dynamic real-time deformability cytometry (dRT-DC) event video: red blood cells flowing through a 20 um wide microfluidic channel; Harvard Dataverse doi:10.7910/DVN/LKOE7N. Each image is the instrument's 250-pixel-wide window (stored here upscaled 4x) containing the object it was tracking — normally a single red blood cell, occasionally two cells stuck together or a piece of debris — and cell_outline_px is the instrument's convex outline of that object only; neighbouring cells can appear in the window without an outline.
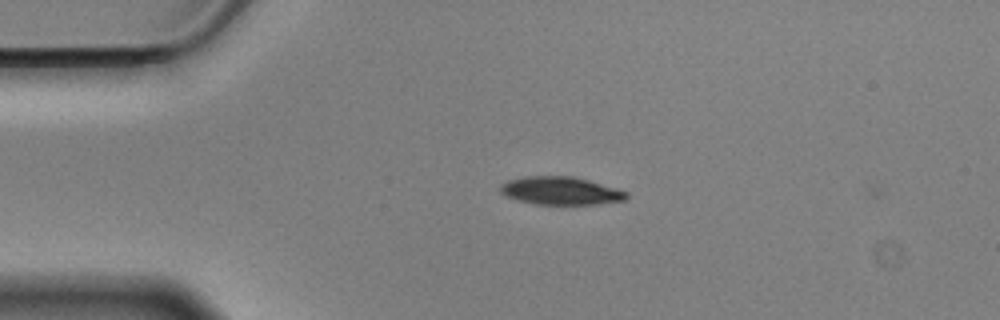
{"species": "Egyptian fruit bat (a non-hibernating species)", "species_latin": "Rousettus aegyptiacus", "temperature_condition": "cold", "stored_images_in_passage": 44, "camera_frame_rate_fps": 3000, "um_per_image_px": 0.085, "animal": {"sex": "male"}, "frame": {"image": 1, "passage_image": 2, "time_ms": 0.333, "image_size_px": [1000, 320], "cell_outline_px": [[628, 196], [624, 200], [596, 204], [536, 204], [504, 196], [500, 192], [500, 184], [508, 180], [524, 176], [572, 176], [588, 180], [616, 188], [628, 192]], "centroid_in_image_um": [47.63, 16.21], "position_along_channel_um": 37.4, "area_um2": 20.46}}
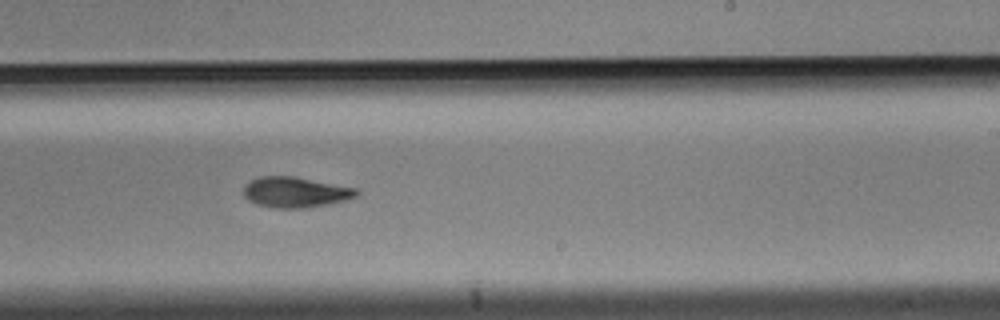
{"frame": {"image": 2, "passage_image": 24, "time_ms": 7.667, "image_size_px": [1000, 320], "cell_outline_px": [[360, 192], [356, 196], [344, 200], [328, 204], [304, 208], [276, 208], [256, 204], [248, 200], [244, 196], [244, 184], [260, 176], [292, 176], [356, 188]], "centroid_in_image_um": [25.08, 16.34], "position_along_channel_um": 263.9, "area_um2": 19.94}}
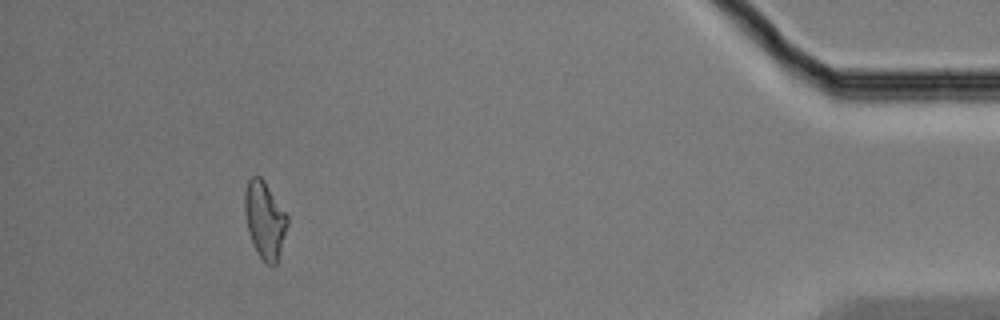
{"frame": {"image": 3, "passage_image": 42, "time_ms": 13.667, "image_size_px": [1000, 320], "cell_outline_px": [[288, 224], [276, 264], [272, 268], [256, 252], [248, 228], [244, 212], [244, 192], [248, 180], [252, 176], [260, 176], [264, 180], [288, 216]], "centroid_in_image_um": [22.5, 18.67], "position_along_channel_um": 412.7, "area_um2": 18.96}}